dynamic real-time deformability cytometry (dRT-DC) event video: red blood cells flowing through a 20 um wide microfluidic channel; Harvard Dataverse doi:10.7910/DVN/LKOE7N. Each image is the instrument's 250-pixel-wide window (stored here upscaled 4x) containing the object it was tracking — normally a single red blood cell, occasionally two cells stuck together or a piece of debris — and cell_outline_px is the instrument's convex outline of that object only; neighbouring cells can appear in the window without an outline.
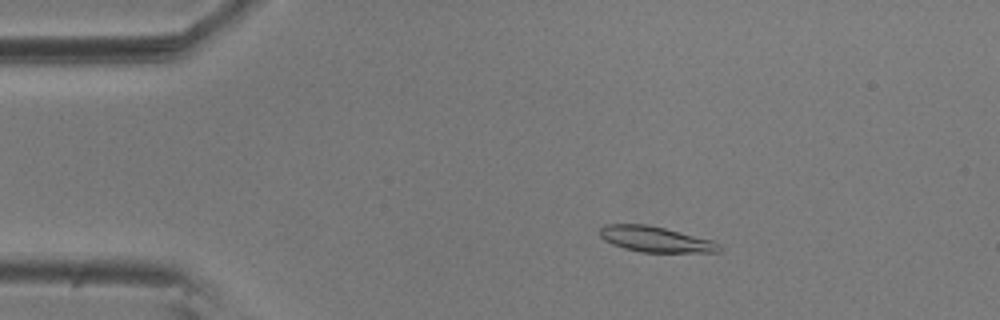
{"species": "common noctule bat (a hibernating species)", "species_latin": "Nyctalus noctula", "temperature_condition": "room temperature", "stored_images_in_passage": 49, "camera_frame_rate_fps": 3000, "um_per_image_px": 0.085, "animal": {"sex": "male", "body_mass_g": 20.5, "forearm_length_mm": 52.5}, "frame": {"image": 1, "passage_image": 3, "time_ms": 0.667, "image_size_px": [1000, 320], "cell_outline_px": [[720, 252], [640, 252], [624, 248], [612, 244], [604, 240], [600, 236], [600, 228], [604, 224], [644, 224], [664, 228], [712, 240], [720, 244]], "centroid_in_image_um": [55.69, 20.34], "position_along_channel_um": 29.3, "area_um2": 17.69}}
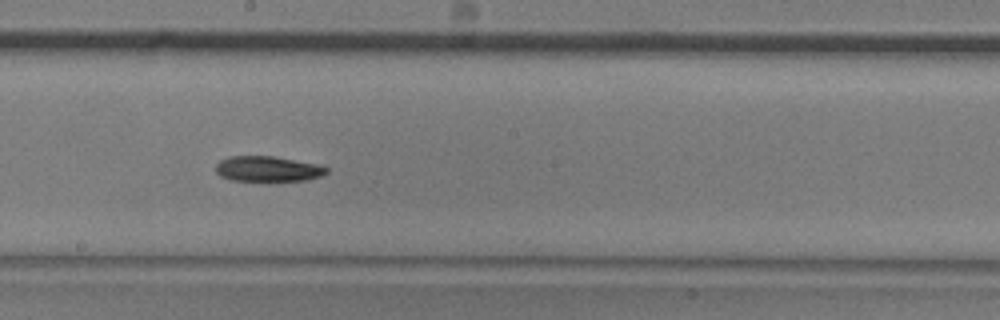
{"frame": {"image": 2, "passage_image": 24, "time_ms": 7.667, "image_size_px": [1000, 320], "cell_outline_px": [[328, 172], [320, 176], [304, 180], [268, 184], [232, 180], [220, 176], [216, 172], [216, 164], [220, 160], [228, 156], [272, 156], [316, 164], [328, 168]], "centroid_in_image_um": [22.72, 14.41], "position_along_channel_um": 225.5, "area_um2": 17.11}}
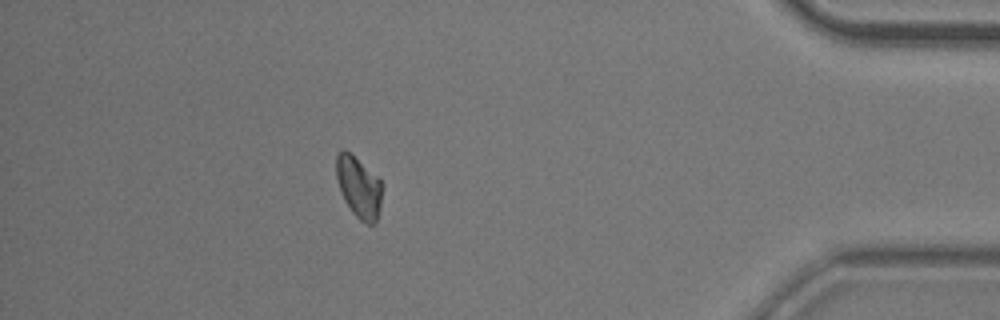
{"frame": {"image": 3, "passage_image": 43, "time_ms": 14.0, "image_size_px": [1000, 320], "cell_outline_px": [[380, 208], [376, 224], [368, 224], [360, 220], [352, 212], [344, 200], [340, 192], [336, 176], [336, 156], [344, 148], [380, 180]], "centroid_in_image_um": [30.46, 15.94], "position_along_channel_um": 404.7, "area_um2": 15.95}, "authors_computed_cell_mechanics": {"area_um2": 16.9932, "velocity_mm_per_s": 3.5754, "shape_relaxation_time_tau1_ms": 3.6961, "shape_relaxation_time_tau2_ms": null, "deformation_change_tau1": 0.1054, "deformation_change_tau2": null}}